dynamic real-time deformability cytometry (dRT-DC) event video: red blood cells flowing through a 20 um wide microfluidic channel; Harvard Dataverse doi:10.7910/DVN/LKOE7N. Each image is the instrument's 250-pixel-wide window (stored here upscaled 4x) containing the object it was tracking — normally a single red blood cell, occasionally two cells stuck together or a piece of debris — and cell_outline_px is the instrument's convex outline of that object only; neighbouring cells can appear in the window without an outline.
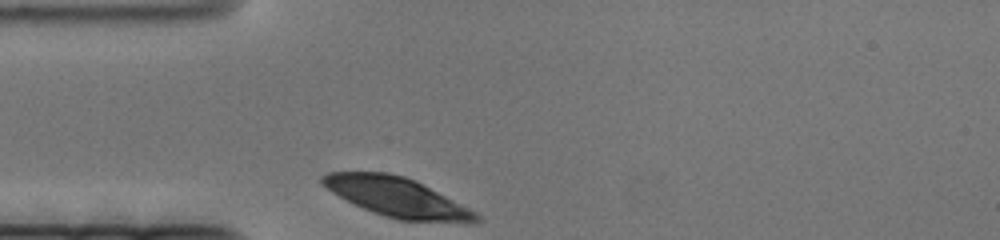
{"species": "human", "species_latin": "Homo sapiens", "temperature_condition": "cold", "stored_images_in_passage": 43, "camera_frame_rate_fps": 3000, "um_per_image_px": 0.085, "donor": {"sex": "female"}, "frame": {"image": 1, "passage_image": 1, "time_ms": 0.0, "image_size_px": [1000, 240], "cell_outline_px": [[484, 220], [476, 224], [468, 224], [400, 220], [384, 216], [364, 208], [332, 192], [320, 184], [320, 176], [328, 172], [388, 172], [404, 176], [416, 180], [484, 216]], "centroid_in_image_um": [33.86, 16.79], "position_along_channel_um": 51.1, "area_um2": 35.78}}
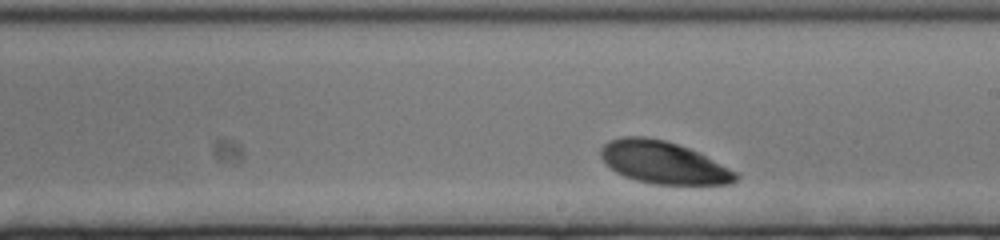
{"frame": {"image": 2, "passage_image": 25, "time_ms": 8.0, "image_size_px": [1000, 240], "cell_outline_px": [[740, 176], [732, 184], [700, 188], [652, 184], [636, 180], [624, 176], [616, 172], [600, 156], [600, 148], [608, 140], [620, 136], [644, 136], [664, 140], [688, 148], [736, 172]], "centroid_in_image_um": [56.43, 13.87], "position_along_channel_um": 232.6, "area_um2": 34.1}}
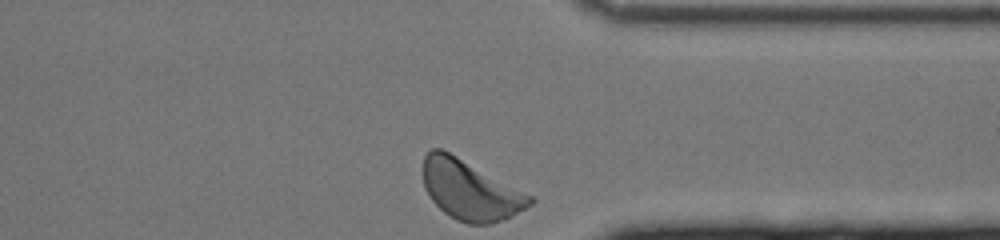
{"frame": {"image": 3, "passage_image": 43, "time_ms": 14.0, "image_size_px": [1000, 240], "cell_outline_px": [[536, 200], [532, 204], [504, 220], [492, 224], [468, 224], [456, 220], [448, 216], [432, 200], [424, 188], [420, 168], [424, 156], [432, 148], [440, 148], [456, 156], [532, 196]], "centroid_in_image_um": [39.91, 16.17], "position_along_channel_um": 371.5, "area_um2": 37.11}}